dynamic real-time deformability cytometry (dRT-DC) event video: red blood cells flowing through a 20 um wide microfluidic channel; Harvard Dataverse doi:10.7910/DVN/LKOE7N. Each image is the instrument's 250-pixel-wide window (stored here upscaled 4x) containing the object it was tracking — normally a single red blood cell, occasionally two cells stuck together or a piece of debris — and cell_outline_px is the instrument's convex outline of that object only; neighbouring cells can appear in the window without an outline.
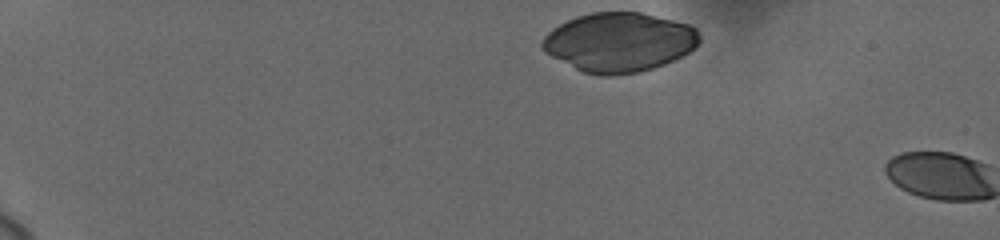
{"species": "human", "species_latin": "Homo sapiens", "temperature_condition": "cold", "stored_images_in_passage": 5, "camera_frame_rate_fps": 3000, "um_per_image_px": 0.085, "donor": {"sex": "female"}, "frame": {"image": 1, "passage_image": 1, "time_ms": 0.0, "image_size_px": [1000, 240], "cell_outline_px": [[700, 40], [688, 52], [664, 64], [640, 72], [608, 76], [604, 76], [584, 72], [544, 52], [540, 44], [544, 36], [552, 28], [576, 16], [592, 12], [640, 12], [688, 24], [696, 28], [700, 32]], "centroid_in_image_um": [52.61, 3.58], "position_along_channel_um": 32.4, "area_um2": 53.93}}